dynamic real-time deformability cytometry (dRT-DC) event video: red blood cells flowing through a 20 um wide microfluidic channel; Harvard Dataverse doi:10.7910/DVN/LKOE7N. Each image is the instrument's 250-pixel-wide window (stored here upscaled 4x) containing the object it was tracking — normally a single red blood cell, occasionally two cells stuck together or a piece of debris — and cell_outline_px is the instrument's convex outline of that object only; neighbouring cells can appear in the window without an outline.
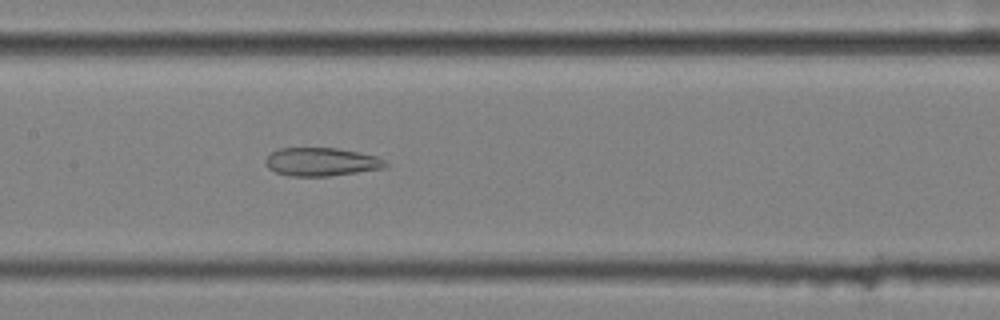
{"species": "common noctule bat (a hibernating species)", "species_latin": "Nyctalus noctula", "temperature_condition": "cold", "stored_images_in_passage": 50, "camera_frame_rate_fps": 3000, "um_per_image_px": 0.085, "animal": {"sex": "female", "body_mass_g": 25.1}, "frame": {"image": 1, "passage_image": 21, "time_ms": 6.667, "image_size_px": [1000, 320], "cell_outline_px": [[388, 164], [384, 168], [328, 176], [288, 176], [276, 172], [268, 168], [264, 164], [264, 160], [272, 152], [280, 148], [336, 148], [376, 156], [384, 160]], "centroid_in_image_um": [27.27, 13.76], "position_along_channel_um": 180.1, "area_um2": 19.65}}
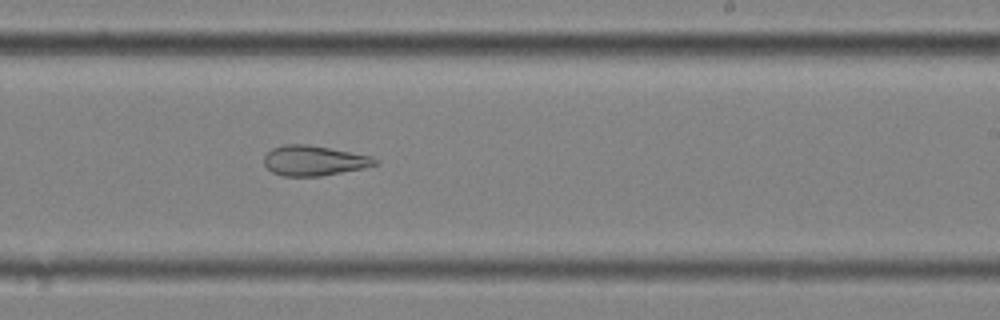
{"frame": {"image": 2, "passage_image": 28, "time_ms": 9.0, "image_size_px": [1000, 320], "cell_outline_px": [[380, 164], [364, 168], [320, 176], [284, 176], [272, 172], [264, 164], [264, 156], [272, 148], [284, 144], [308, 144], [372, 156], [380, 160]], "centroid_in_image_um": [26.72, 13.65], "position_along_channel_um": 262.3, "area_um2": 19.54}}
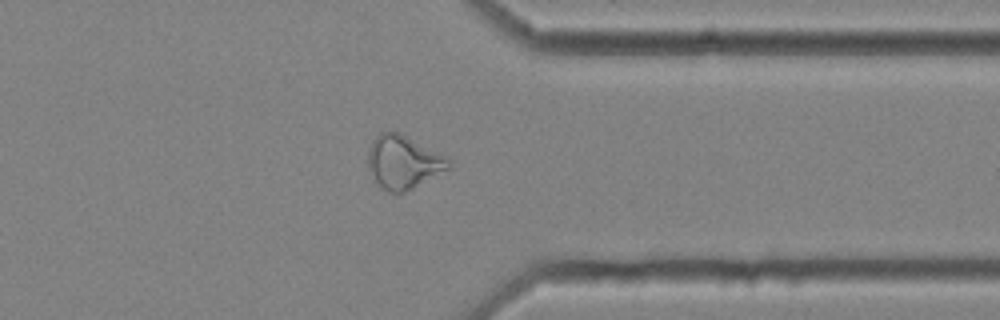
{"frame": {"image": 3, "passage_image": 38, "time_ms": 12.333, "image_size_px": [1000, 320], "cell_outline_px": [[452, 164], [448, 168], [412, 188], [404, 192], [388, 192], [376, 180], [368, 168], [368, 148], [372, 140], [380, 132], [400, 132], [448, 156], [452, 160]], "centroid_in_image_um": [34.29, 13.73], "position_along_channel_um": 377.1, "area_um2": 24.85}, "authors_computed_cell_mechanics": {"area_um2": 25.5476, "velocity_mm_per_s": 3.529, "shape_relaxation_time_tau1_ms": null, "shape_relaxation_time_tau2_ms": 4.9356, "deformation_change_tau1": null, "deformation_change_tau2": 0.1562}}